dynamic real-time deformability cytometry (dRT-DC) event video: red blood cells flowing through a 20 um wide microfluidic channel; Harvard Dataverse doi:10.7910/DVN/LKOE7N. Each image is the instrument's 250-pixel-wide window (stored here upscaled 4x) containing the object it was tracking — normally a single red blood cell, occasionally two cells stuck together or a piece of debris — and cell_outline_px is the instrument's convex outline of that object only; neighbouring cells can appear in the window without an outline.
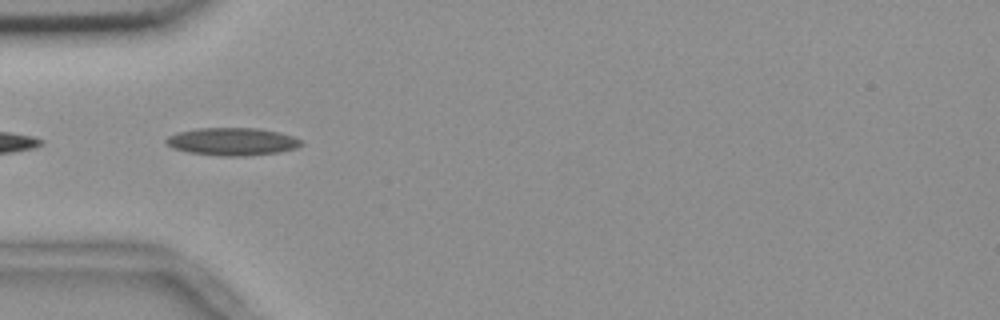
{"species": "common noctule bat (a hibernating species)", "species_latin": "Nyctalus noctula", "temperature_condition": "room temperature", "stored_images_in_passage": 5, "camera_frame_rate_fps": 3000, "um_per_image_px": 0.085, "animal": {"sex": "female", "body_mass_g": 18.4}, "frame": {"image": 1, "passage_image": 2, "time_ms": 0.333, "image_size_px": [1000, 320], "cell_outline_px": [[304, 144], [296, 148], [280, 152], [244, 156], [220, 156], [188, 152], [172, 148], [164, 140], [168, 136], [176, 132], [196, 128], [256, 128], [280, 132], [292, 136], [300, 140]], "centroid_in_image_um": [19.73, 12.03], "position_along_channel_um": 65.3, "area_um2": 21.91}}